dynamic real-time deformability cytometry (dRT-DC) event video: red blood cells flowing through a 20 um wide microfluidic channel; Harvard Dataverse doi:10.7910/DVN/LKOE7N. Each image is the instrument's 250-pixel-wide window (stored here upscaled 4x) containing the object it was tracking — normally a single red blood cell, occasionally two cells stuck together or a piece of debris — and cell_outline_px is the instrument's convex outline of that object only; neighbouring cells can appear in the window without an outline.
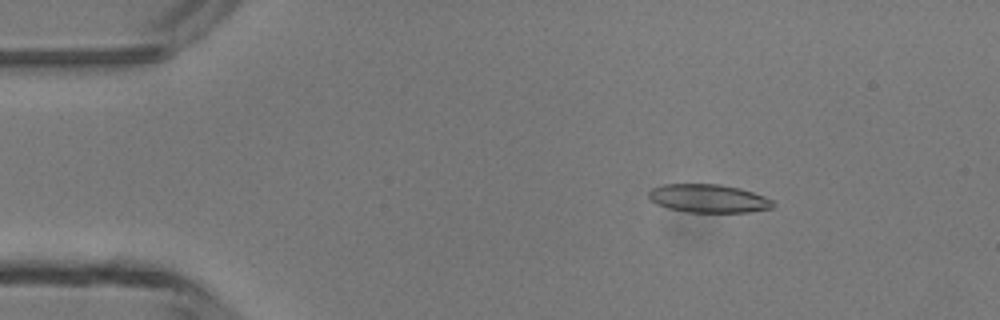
{"species": "common noctule bat (a hibernating species)", "species_latin": "Nyctalus noctula", "temperature_condition": "room temperature", "stored_images_in_passage": 3, "camera_frame_rate_fps": 3000, "um_per_image_px": 0.085, "animal": {"sex": "male", "body_mass_g": 13.3}, "frame": {"image": 1, "passage_image": 2, "time_ms": 1.333, "image_size_px": [1000, 320], "cell_outline_px": [[776, 204], [772, 208], [748, 212], [684, 212], [668, 208], [656, 204], [648, 196], [648, 192], [652, 188], [664, 184], [720, 184], [740, 188], [764, 196], [772, 200]], "centroid_in_image_um": [60.22, 16.87], "position_along_channel_um": 24.8, "area_um2": 20.58}}